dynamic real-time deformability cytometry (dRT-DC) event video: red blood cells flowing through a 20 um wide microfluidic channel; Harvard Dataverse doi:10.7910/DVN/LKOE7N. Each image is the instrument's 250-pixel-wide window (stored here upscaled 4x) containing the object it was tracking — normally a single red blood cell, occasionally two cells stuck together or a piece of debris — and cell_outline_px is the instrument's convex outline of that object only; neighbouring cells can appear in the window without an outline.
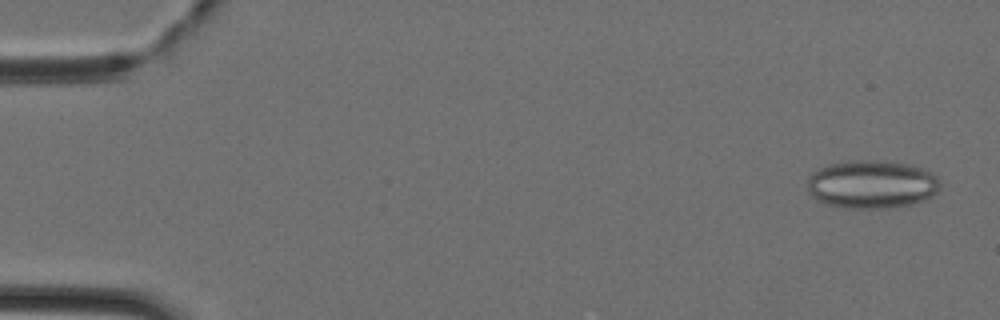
{"species": "Egyptian fruit bat (a non-hibernating species)", "species_latin": "Rousettus aegyptiacus", "temperature_condition": "cold", "stored_images_in_passage": 45, "camera_frame_rate_fps": 3000, "um_per_image_px": 0.085, "animal": {"sex": "female"}, "frame": {"image": 1, "passage_image": 2, "time_ms": 0.333, "image_size_px": [1000, 320], "cell_outline_px": [[940, 184], [936, 192], [932, 196], [924, 200], [912, 204], [896, 208], [840, 208], [824, 204], [816, 200], [808, 192], [808, 176], [812, 172], [828, 164], [856, 160], [884, 160], [912, 164], [932, 172], [940, 180]], "centroid_in_image_um": [74.1, 15.67], "position_along_channel_um": 10.9, "area_um2": 37.97}}
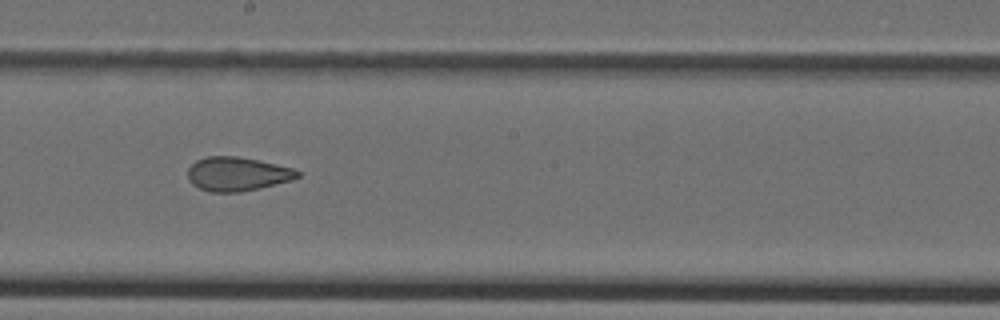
{"frame": {"image": 2, "passage_image": 25, "time_ms": 8.0, "image_size_px": [1000, 320], "cell_outline_px": [[300, 176], [292, 180], [260, 188], [240, 192], [212, 192], [200, 188], [192, 184], [188, 180], [188, 168], [196, 160], [208, 156], [236, 156], [260, 160], [292, 168], [300, 172]], "centroid_in_image_um": [20.17, 14.78], "position_along_channel_um": 228.0, "area_um2": 21.73}}
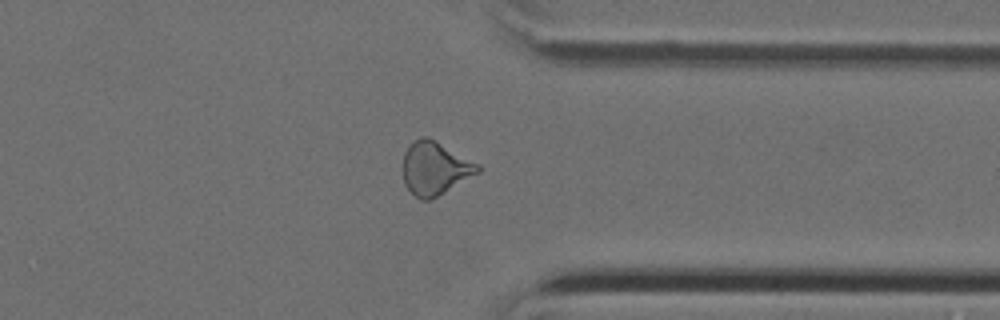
{"frame": {"image": 3, "passage_image": 35, "time_ms": 11.333, "image_size_px": [1000, 320], "cell_outline_px": [[480, 172], [432, 200], [420, 200], [404, 184], [404, 152], [416, 140], [424, 136], [428, 136], [436, 140], [480, 164]], "centroid_in_image_um": [37.01, 14.32], "position_along_channel_um": 374.4, "area_um2": 23.18}}